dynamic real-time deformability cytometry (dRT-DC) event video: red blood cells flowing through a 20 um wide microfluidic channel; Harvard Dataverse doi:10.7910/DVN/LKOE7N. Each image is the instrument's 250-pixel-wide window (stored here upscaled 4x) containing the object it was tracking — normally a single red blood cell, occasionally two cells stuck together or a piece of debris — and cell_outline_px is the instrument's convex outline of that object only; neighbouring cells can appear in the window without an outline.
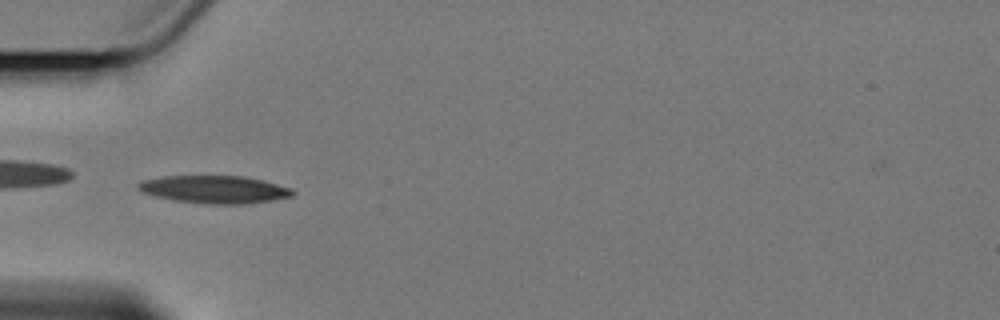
{"species": "Egyptian fruit bat (a non-hibernating species)", "species_latin": "Rousettus aegyptiacus", "temperature_condition": "cold", "stored_images_in_passage": 10, "camera_frame_rate_fps": 3000, "um_per_image_px": 0.085, "animal": {"sex": "female"}, "frame": {"image": 1, "passage_image": 4, "time_ms": 3.667, "image_size_px": [1000, 320], "cell_outline_px": [[296, 192], [292, 196], [272, 200], [244, 204], [204, 204], [176, 200], [156, 196], [140, 192], [136, 188], [136, 184], [140, 180], [164, 176], [240, 176], [260, 180], [292, 188]], "centroid_in_image_um": [18.18, 16.1], "position_along_channel_um": 66.8, "area_um2": 24.91}}
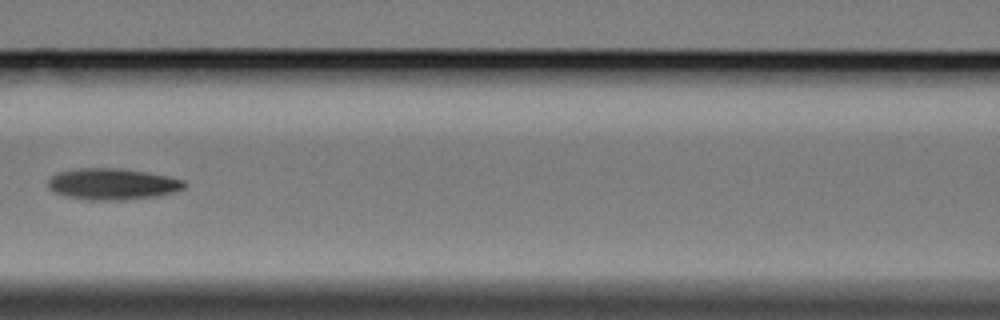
{"frame": {"image": 2, "passage_image": 6, "time_ms": 6.333, "image_size_px": [1000, 320], "cell_outline_px": [[184, 188], [172, 192], [156, 196], [124, 200], [88, 200], [64, 196], [52, 192], [48, 188], [48, 180], [56, 172], [80, 168], [120, 168], [168, 176], [184, 180]], "centroid_in_image_um": [9.49, 15.64], "position_along_channel_um": 157.1, "area_um2": 24.91}}
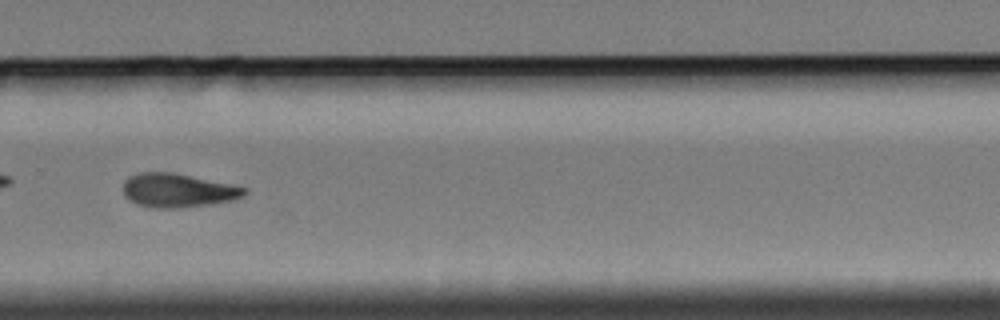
{"frame": {"image": 3, "passage_image": 10, "time_ms": 11.0, "image_size_px": [1000, 320], "cell_outline_px": [[248, 192], [244, 196], [236, 200], [212, 204], [176, 208], [156, 208], [136, 204], [124, 196], [124, 180], [128, 176], [140, 172], [168, 172], [248, 188]], "centroid_in_image_um": [15.11, 16.2], "position_along_channel_um": 314.7, "area_um2": 23.76}}